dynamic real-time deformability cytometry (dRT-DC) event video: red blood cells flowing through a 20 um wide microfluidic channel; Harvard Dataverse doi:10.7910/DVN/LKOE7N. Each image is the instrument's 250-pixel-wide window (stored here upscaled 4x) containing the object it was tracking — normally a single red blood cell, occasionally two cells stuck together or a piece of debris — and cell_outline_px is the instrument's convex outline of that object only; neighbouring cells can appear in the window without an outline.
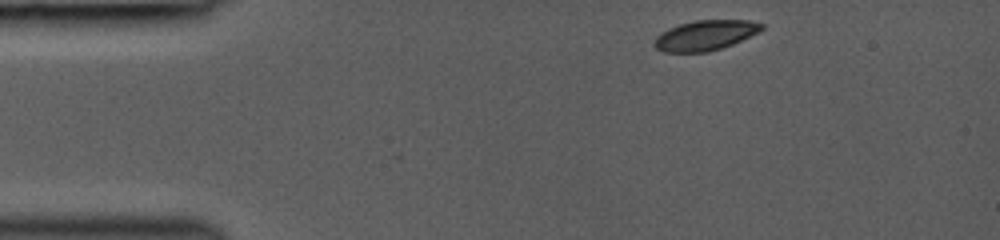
{"species": "common noctule bat (a hibernating species)", "species_latin": "Nyctalus noctula", "temperature_condition": "room temperature", "stored_images_in_passage": 25, "camera_frame_rate_fps": 3000, "um_per_image_px": 0.085, "animal": {"sex": "female", "body_mass_g": 19.0, "forearm_length_mm": 53.3}, "frame": {"image": 1, "passage_image": 1, "time_ms": 0.0, "image_size_px": [1000, 240], "cell_outline_px": [[764, 28], [760, 32], [732, 44], [708, 52], [664, 52], [656, 48], [652, 44], [656, 36], [668, 28], [680, 24], [696, 20], [748, 20], [764, 24]], "centroid_in_image_um": [59.94, 3.0], "position_along_channel_um": 25.1, "area_um2": 18.84}}
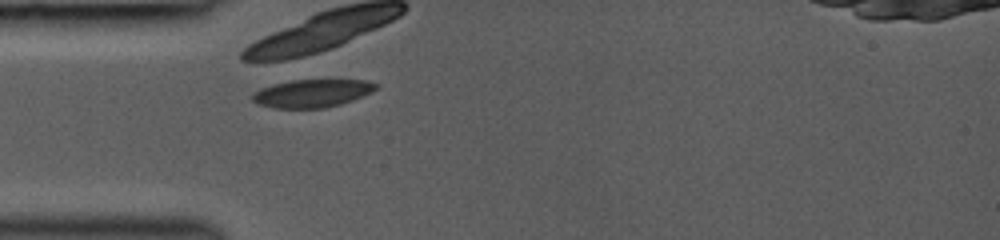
{"frame": {"image": 2, "passage_image": 8, "time_ms": 2.333, "image_size_px": [1000, 240], "cell_outline_px": [[380, 88], [364, 96], [340, 104], [324, 108], [272, 108], [260, 104], [252, 100], [252, 92], [260, 88], [292, 80], [364, 80], [380, 84]], "centroid_in_image_um": [26.57, 7.93], "position_along_channel_um": 58.4, "area_um2": 20.17}}